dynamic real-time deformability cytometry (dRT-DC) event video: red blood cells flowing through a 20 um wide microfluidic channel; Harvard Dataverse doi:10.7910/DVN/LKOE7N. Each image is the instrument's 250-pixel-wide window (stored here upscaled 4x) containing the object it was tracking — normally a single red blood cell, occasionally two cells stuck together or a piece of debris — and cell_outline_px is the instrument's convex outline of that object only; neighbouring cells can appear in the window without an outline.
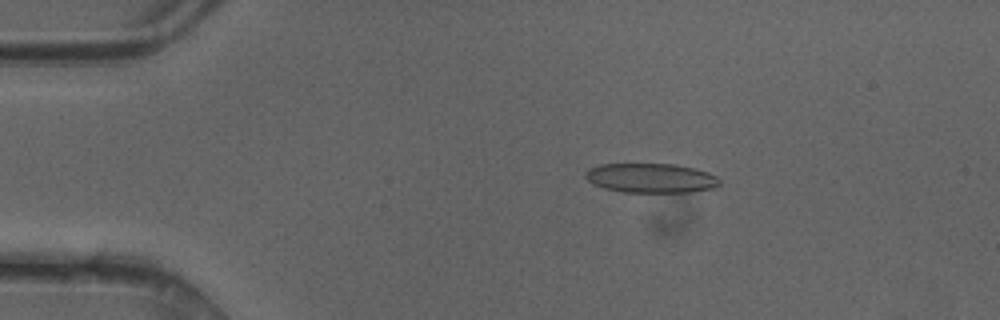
{"species": "common noctule bat (a hibernating species)", "species_latin": "Nyctalus noctula", "temperature_condition": "cold", "stored_images_in_passage": 49, "camera_frame_rate_fps": 3000, "um_per_image_px": 0.085, "animal": {"sex": "female"}, "frame": {"image": 1, "passage_image": 9, "time_ms": 2.667, "image_size_px": [1000, 320], "cell_outline_px": [[720, 184], [716, 188], [688, 192], [624, 192], [604, 188], [592, 184], [584, 176], [584, 172], [588, 168], [600, 164], [676, 164], [696, 168], [708, 172], [716, 176], [720, 180]], "centroid_in_image_um": [55.33, 15.13], "position_along_channel_um": 29.7, "area_um2": 23.29}}
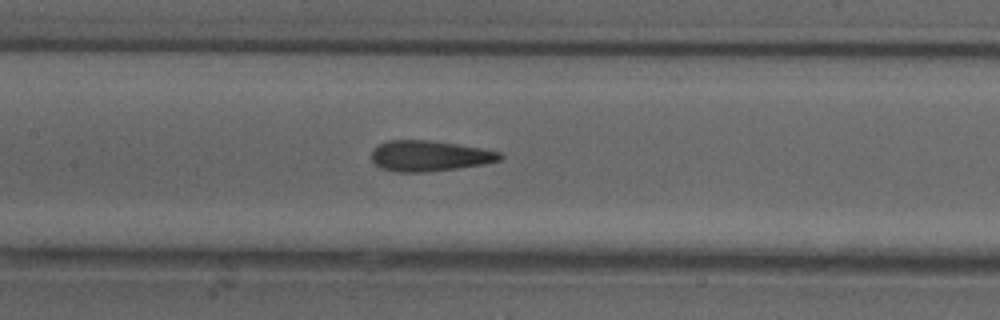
{"frame": {"image": 2, "passage_image": 23, "time_ms": 7.333, "image_size_px": [1000, 320], "cell_outline_px": [[504, 156], [500, 160], [484, 164], [428, 172], [396, 172], [380, 168], [372, 160], [372, 148], [388, 140], [428, 140], [460, 144], [500, 152]], "centroid_in_image_um": [36.49, 13.25], "position_along_channel_um": 170.9, "area_um2": 23.0}}
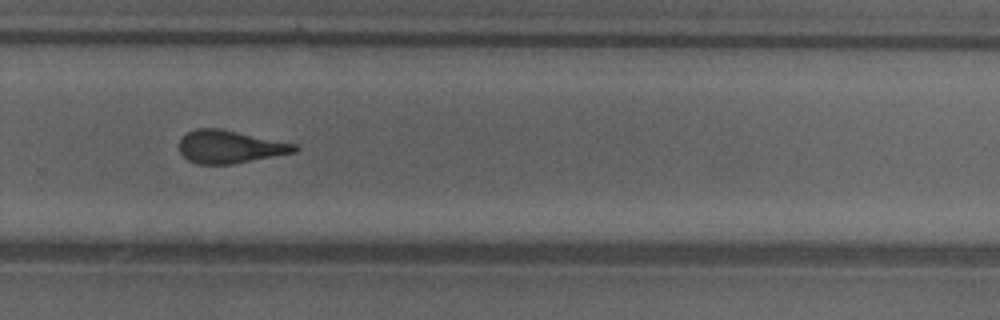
{"frame": {"image": 3, "passage_image": 33, "time_ms": 10.667, "image_size_px": [1000, 320], "cell_outline_px": [[300, 148], [296, 152], [232, 164], [196, 164], [188, 160], [180, 152], [180, 140], [188, 132], [196, 128], [220, 128], [296, 144]], "centroid_in_image_um": [19.55, 12.48], "position_along_channel_um": 310.3, "area_um2": 21.96}, "authors_computed_cell_mechanics": {"area_um2": 22.8888, "velocity_mm_per_s": 4.2113, "shape_relaxation_time_tau1_ms": 7.2155, "shape_relaxation_time_tau2_ms": 1.7131, "deformation_change_tau1": 0.1838, "deformation_change_tau2": 0.0967}}